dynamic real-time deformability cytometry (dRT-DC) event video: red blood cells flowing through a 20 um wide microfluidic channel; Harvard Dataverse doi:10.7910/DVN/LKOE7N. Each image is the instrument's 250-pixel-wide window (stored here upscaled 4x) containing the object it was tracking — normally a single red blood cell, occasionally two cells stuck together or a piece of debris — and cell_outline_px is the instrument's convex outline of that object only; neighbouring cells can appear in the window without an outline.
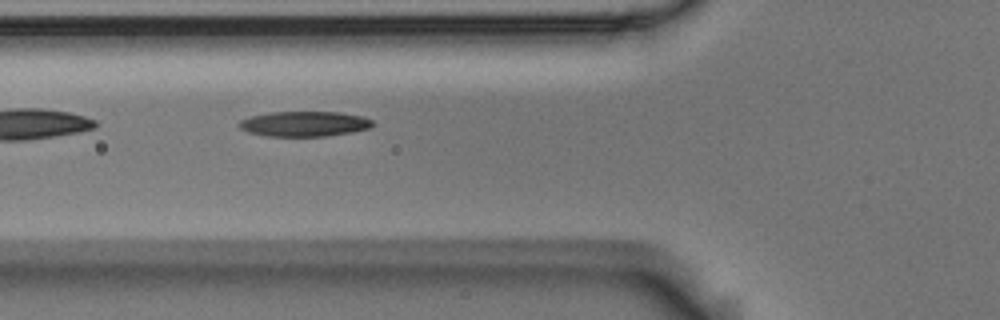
{"species": "Egyptian fruit bat (a non-hibernating species)", "species_latin": "Rousettus aegyptiacus", "temperature_condition": "room temperature", "stored_images_in_passage": 3, "camera_frame_rate_fps": 3000, "um_per_image_px": 0.085, "animal": {"sex": "male"}, "frame": {"image": 1, "passage_image": 3, "time_ms": 0.667, "image_size_px": [1000, 320], "cell_outline_px": [[372, 128], [352, 132], [328, 136], [264, 136], [248, 132], [240, 128], [236, 124], [240, 120], [252, 116], [268, 112], [340, 112], [364, 116], [372, 120]], "centroid_in_image_um": [25.87, 10.53], "position_along_channel_um": 99.9, "area_um2": 19.77}}